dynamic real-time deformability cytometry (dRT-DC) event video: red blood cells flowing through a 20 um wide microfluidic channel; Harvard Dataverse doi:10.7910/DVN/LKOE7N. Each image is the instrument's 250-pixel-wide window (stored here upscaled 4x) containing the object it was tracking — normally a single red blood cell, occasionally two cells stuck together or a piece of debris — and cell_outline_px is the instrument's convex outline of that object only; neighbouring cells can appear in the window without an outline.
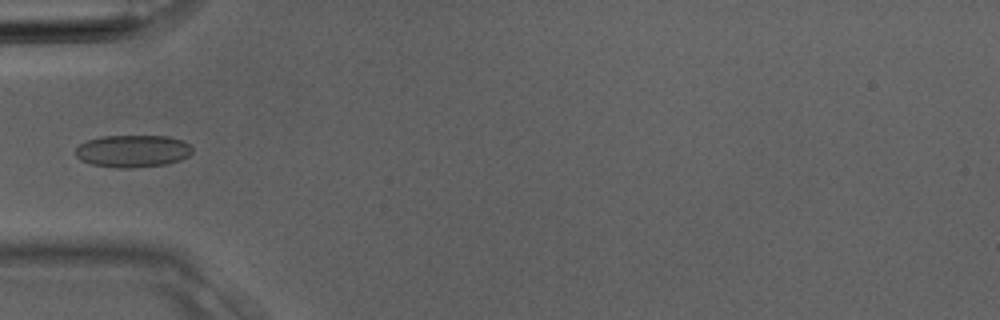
{"species": "Egyptian fruit bat (a non-hibernating species)", "species_latin": "Rousettus aegyptiacus", "temperature_condition": "room temperature", "stored_images_in_passage": 3, "camera_frame_rate_fps": 3000, "um_per_image_px": 0.085, "animal": {"sex": "male"}, "frame": {"image": 1, "passage_image": 3, "time_ms": 0.667, "image_size_px": [1000, 320], "cell_outline_px": [[192, 152], [188, 156], [180, 160], [168, 164], [132, 168], [116, 168], [92, 164], [80, 160], [76, 156], [76, 148], [80, 144], [88, 140], [100, 136], [168, 136], [184, 140], [192, 148]], "centroid_in_image_um": [11.29, 12.84], "position_along_channel_um": 73.7, "area_um2": 22.14}}